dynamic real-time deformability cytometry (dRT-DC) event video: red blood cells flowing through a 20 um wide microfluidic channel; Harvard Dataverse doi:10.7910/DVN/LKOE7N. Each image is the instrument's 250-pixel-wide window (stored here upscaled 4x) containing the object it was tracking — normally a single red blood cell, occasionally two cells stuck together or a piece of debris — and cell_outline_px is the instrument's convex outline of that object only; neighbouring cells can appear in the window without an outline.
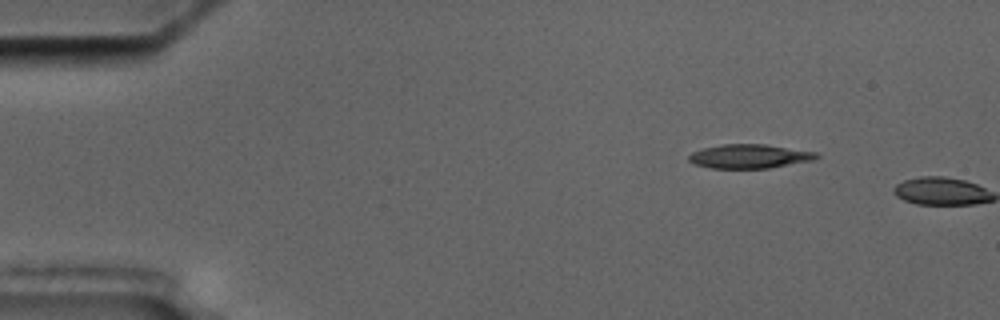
{"species": "common noctule bat (a hibernating species)", "species_latin": "Nyctalus noctula", "temperature_condition": "cold", "stored_images_in_passage": 3, "camera_frame_rate_fps": 3000, "um_per_image_px": 0.085, "animal": {"sex": "male", "body_mass_g": 17.5, "forearm_length_mm": 52.3}, "frame": {"image": 1, "passage_image": 2, "time_ms": 1.333, "image_size_px": [1000, 320], "cell_outline_px": [[820, 156], [816, 160], [768, 168], [712, 168], [692, 164], [688, 160], [688, 156], [692, 152], [704, 148], [720, 144], [768, 144], [816, 152]], "centroid_in_image_um": [63.72, 13.28], "position_along_channel_um": 21.3, "area_um2": 18.03}}